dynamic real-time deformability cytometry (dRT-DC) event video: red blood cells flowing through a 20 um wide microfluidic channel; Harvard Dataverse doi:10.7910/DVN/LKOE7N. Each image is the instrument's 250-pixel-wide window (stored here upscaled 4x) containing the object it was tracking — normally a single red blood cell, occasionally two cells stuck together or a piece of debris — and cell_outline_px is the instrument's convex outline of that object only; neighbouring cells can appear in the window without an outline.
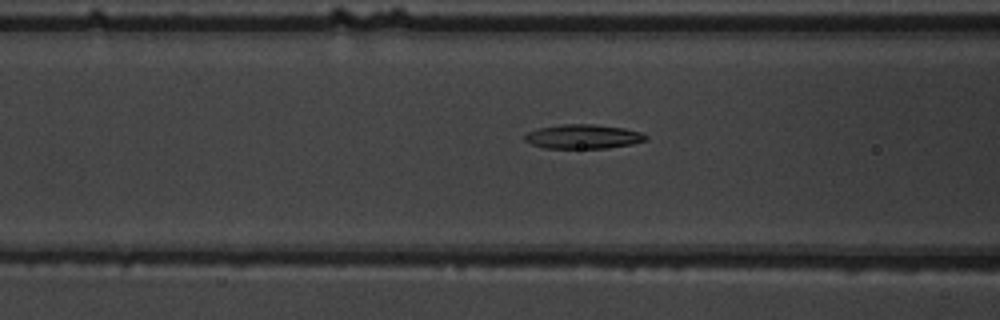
{"species": "common noctule bat (a hibernating species)", "species_latin": "Nyctalus noctula", "temperature_condition": "warm", "stored_images_in_passage": 43, "segment_of_instrument_passage": [1, 2], "camera_frame_rate_fps": 3000, "um_per_image_px": 0.085, "animal": {"sex": "male", "body_mass_g": 19.5, "forearm_length_mm": 54.6}, "frame": {"image": 1, "passage_image": 18, "time_ms": 5.667, "image_size_px": [1000, 320], "cell_outline_px": [[648, 140], [632, 144], [608, 148], [544, 148], [532, 144], [524, 140], [524, 136], [528, 132], [536, 128], [564, 124], [592, 124], [624, 128], [640, 132], [648, 136]], "centroid_in_image_um": [49.57, 11.61], "position_along_channel_um": 117.0, "area_um2": 17.17}}
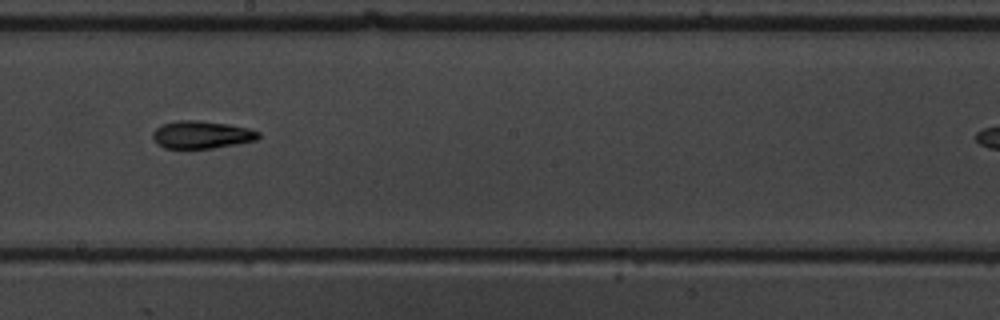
{"frame": {"image": 2, "passage_image": 27, "time_ms": 8.667, "image_size_px": [1000, 320], "cell_outline_px": [[260, 136], [256, 140], [236, 144], [212, 148], [164, 148], [156, 144], [152, 136], [152, 132], [160, 124], [176, 120], [196, 120], [228, 124], [248, 128], [260, 132]], "centroid_in_image_um": [17.09, 11.44], "position_along_channel_um": 231.1, "area_um2": 17.11}}
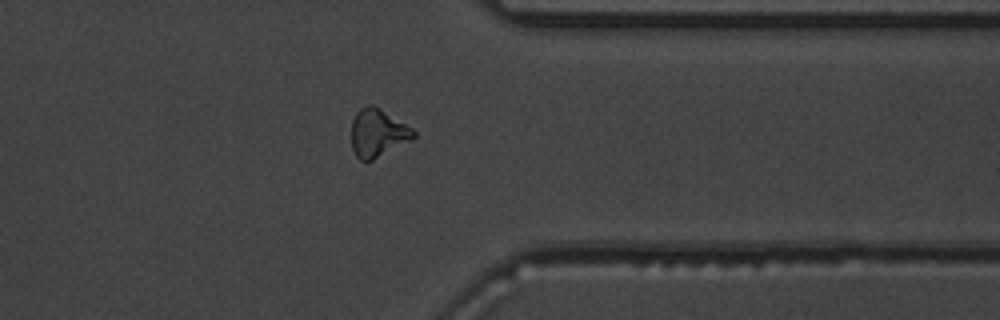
{"frame": {"image": 3, "passage_image": 39, "time_ms": 12.667, "image_size_px": [1000, 320], "cell_outline_px": [[416, 136], [412, 140], [372, 160], [360, 160], [356, 156], [352, 148], [352, 120], [356, 112], [360, 108], [368, 104], [372, 104], [412, 128], [416, 132]], "centroid_in_image_um": [32.1, 11.3], "position_along_channel_um": 379.3, "area_um2": 17.22}}